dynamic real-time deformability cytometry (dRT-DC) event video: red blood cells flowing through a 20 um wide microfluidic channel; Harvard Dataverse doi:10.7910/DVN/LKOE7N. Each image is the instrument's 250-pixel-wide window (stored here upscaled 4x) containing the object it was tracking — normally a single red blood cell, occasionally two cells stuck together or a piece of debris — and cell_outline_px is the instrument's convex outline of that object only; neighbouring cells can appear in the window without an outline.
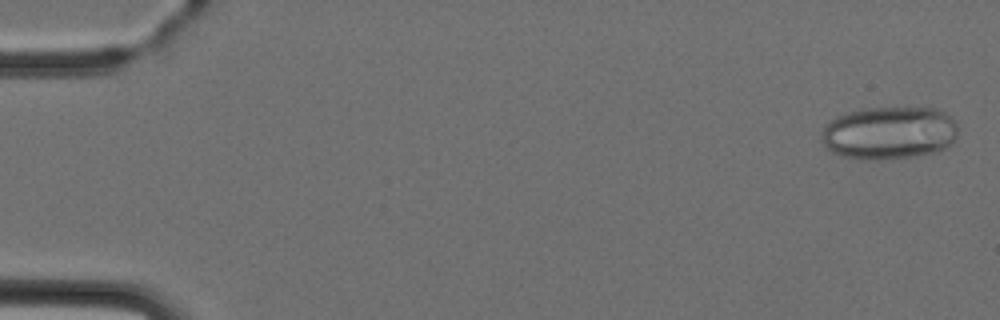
{"species": "Egyptian fruit bat (a non-hibernating species)", "species_latin": "Rousettus aegyptiacus", "temperature_condition": "cold", "stored_images_in_passage": 4, "camera_frame_rate_fps": 3000, "um_per_image_px": 0.085, "animal": {"sex": "female"}, "frame": {"image": 1, "passage_image": 1, "time_ms": 0.0, "image_size_px": [1000, 320], "cell_outline_px": [[956, 140], [944, 148], [936, 152], [916, 156], [880, 160], [860, 160], [840, 156], [832, 152], [824, 144], [820, 136], [824, 128], [836, 116], [868, 108], [936, 108], [944, 112], [956, 120]], "centroid_in_image_um": [75.59, 11.32], "position_along_channel_um": 9.4, "area_um2": 42.19}}